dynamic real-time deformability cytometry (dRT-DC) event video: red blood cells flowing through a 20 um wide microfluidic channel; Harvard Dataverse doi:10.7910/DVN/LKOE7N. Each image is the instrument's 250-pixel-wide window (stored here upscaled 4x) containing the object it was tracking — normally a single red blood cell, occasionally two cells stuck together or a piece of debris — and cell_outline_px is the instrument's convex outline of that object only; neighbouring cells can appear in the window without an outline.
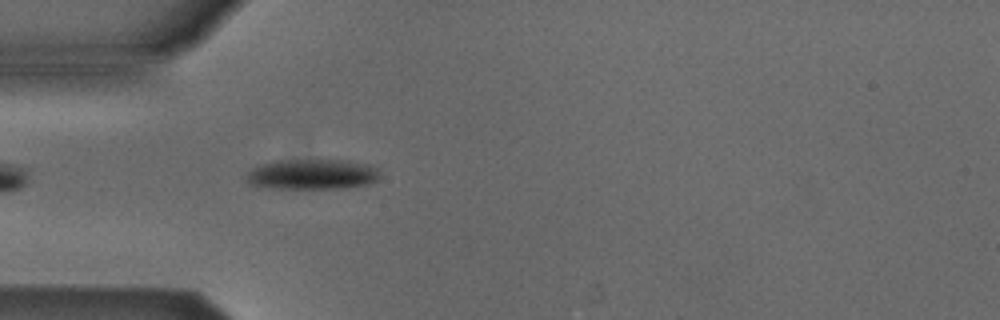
{"species": "Egyptian fruit bat (a non-hibernating species)", "species_latin": "Rousettus aegyptiacus", "temperature_condition": "cold", "stored_images_in_passage": 41, "camera_frame_rate_fps": 3000, "um_per_image_px": 0.085, "animal": {"sex": "male"}, "frame": {"image": 1, "passage_image": 4, "time_ms": 1.0, "image_size_px": [1000, 320], "cell_outline_px": [[380, 176], [376, 180], [368, 184], [344, 188], [260, 188], [248, 184], [248, 172], [252, 168], [276, 160], [348, 160], [368, 164], [376, 168]], "centroid_in_image_um": [26.53, 14.82], "position_along_channel_um": 58.5, "area_um2": 23.58}}
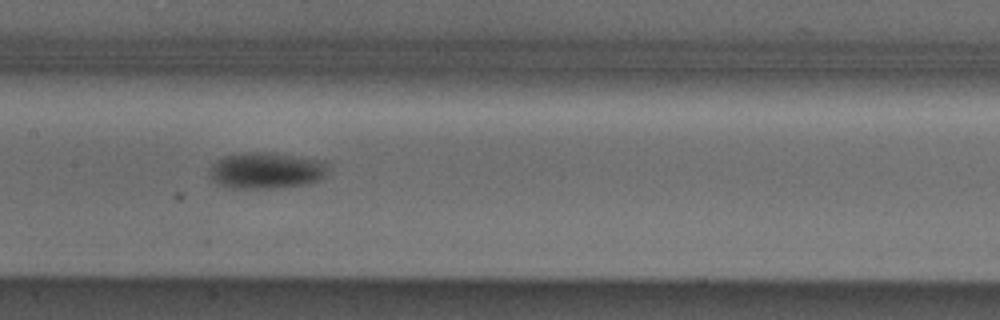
{"frame": {"image": 2, "passage_image": 14, "time_ms": 4.333, "image_size_px": [1000, 320], "cell_outline_px": [[332, 164], [324, 176], [316, 180], [304, 184], [272, 188], [228, 188], [216, 184], [212, 180], [208, 172], [208, 168], [220, 156], [248, 152], [276, 152], [328, 160]], "centroid_in_image_um": [22.64, 14.46], "position_along_channel_um": 184.8, "area_um2": 25.89}}
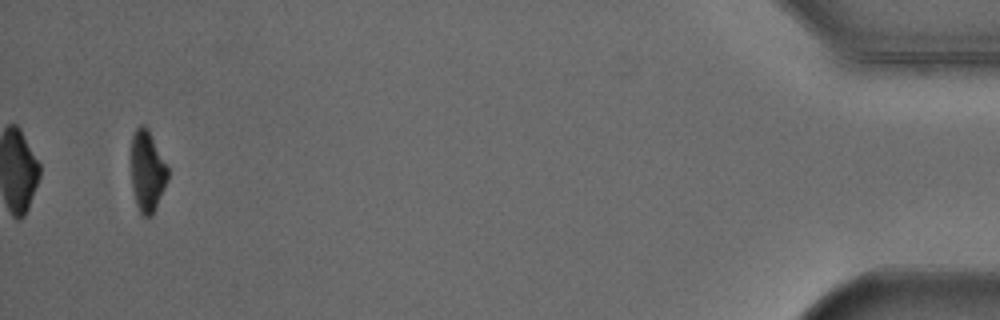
{"frame": {"image": 3, "passage_image": 39, "time_ms": 12.667, "image_size_px": [1000, 320], "cell_outline_px": [[168, 180], [156, 208], [152, 216], [144, 216], [140, 212], [136, 204], [132, 188], [132, 136], [136, 128], [140, 124], [144, 124], [148, 128], [168, 168]], "centroid_in_image_um": [12.52, 14.56], "position_along_channel_um": 422.7, "area_um2": 17.22}, "authors_computed_cell_mechanics": {"area_um2": 22.5998, "velocity_mm_per_s": 3.8975, "shape_relaxation_time_tau1_ms": 2.2016, "shape_relaxation_time_tau2_ms": null, "deformation_change_tau1": 0.0891, "deformation_change_tau2": null}}